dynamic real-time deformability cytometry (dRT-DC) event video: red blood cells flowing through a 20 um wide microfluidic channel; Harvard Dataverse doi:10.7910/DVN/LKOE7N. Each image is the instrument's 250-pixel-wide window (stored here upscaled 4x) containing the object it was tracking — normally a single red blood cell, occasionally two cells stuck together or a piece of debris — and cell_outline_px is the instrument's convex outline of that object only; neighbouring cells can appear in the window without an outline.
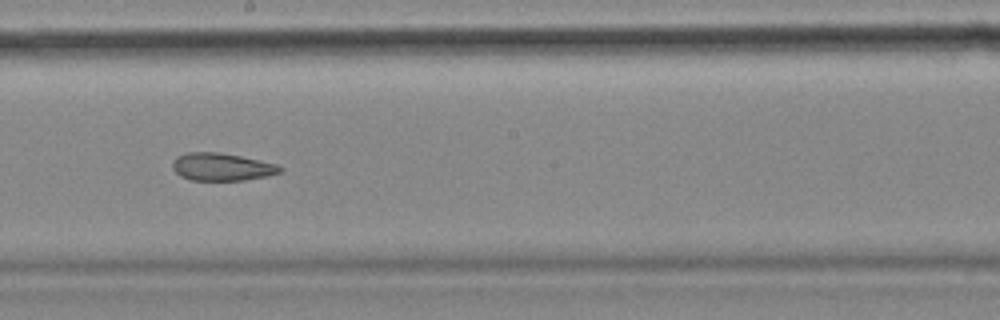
{"species": "common noctule bat (a hibernating species)", "species_latin": "Nyctalus noctula", "temperature_condition": "cold", "stored_images_in_passage": 46, "camera_frame_rate_fps": 3000, "um_per_image_px": 0.085, "animal": {"sex": "female", "body_mass_g": 18.4}, "frame": {"image": 1, "passage_image": 20, "time_ms": 6.333, "image_size_px": [1000, 320], "cell_outline_px": [[284, 168], [280, 172], [268, 176], [244, 180], [192, 180], [180, 176], [172, 168], [172, 164], [176, 156], [188, 152], [220, 152], [240, 156], [276, 164]], "centroid_in_image_um": [18.84, 14.18], "position_along_channel_um": 229.4, "area_um2": 17.28}}